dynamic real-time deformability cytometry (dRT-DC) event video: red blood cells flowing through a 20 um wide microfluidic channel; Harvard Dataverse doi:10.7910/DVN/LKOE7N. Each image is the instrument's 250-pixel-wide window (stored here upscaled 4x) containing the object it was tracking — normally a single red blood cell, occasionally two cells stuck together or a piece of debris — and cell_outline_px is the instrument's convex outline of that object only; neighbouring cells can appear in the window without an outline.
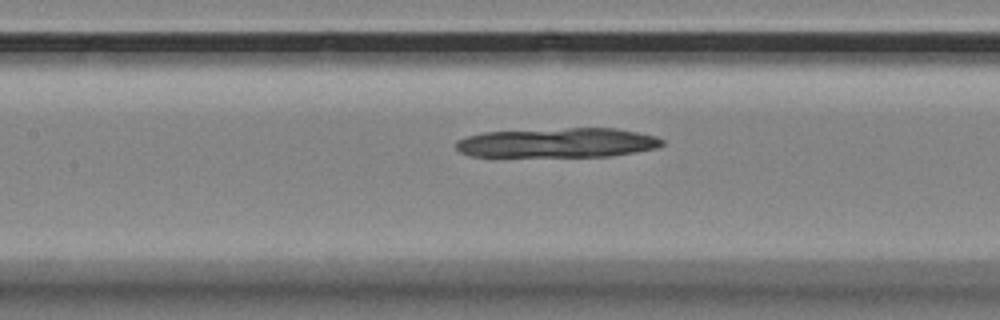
{"species": "Egyptian fruit bat (a non-hibernating species)", "species_latin": "Rousettus aegyptiacus", "temperature_condition": "room temperature", "stored_images_in_passage": 40, "camera_frame_rate_fps": 3000, "um_per_image_px": 0.085, "animal": {"sex": "female"}, "frame": {"image": 1, "passage_image": 9, "time_ms": 2.667, "image_size_px": [1000, 320], "cell_outline_px": [[664, 144], [656, 148], [612, 156], [472, 156], [460, 152], [456, 148], [456, 140], [468, 136], [484, 132], [568, 128], [616, 128], [656, 136], [664, 140]], "centroid_in_image_um": [47.41, 12.13], "position_along_channel_um": 160.0, "area_um2": 35.37}}